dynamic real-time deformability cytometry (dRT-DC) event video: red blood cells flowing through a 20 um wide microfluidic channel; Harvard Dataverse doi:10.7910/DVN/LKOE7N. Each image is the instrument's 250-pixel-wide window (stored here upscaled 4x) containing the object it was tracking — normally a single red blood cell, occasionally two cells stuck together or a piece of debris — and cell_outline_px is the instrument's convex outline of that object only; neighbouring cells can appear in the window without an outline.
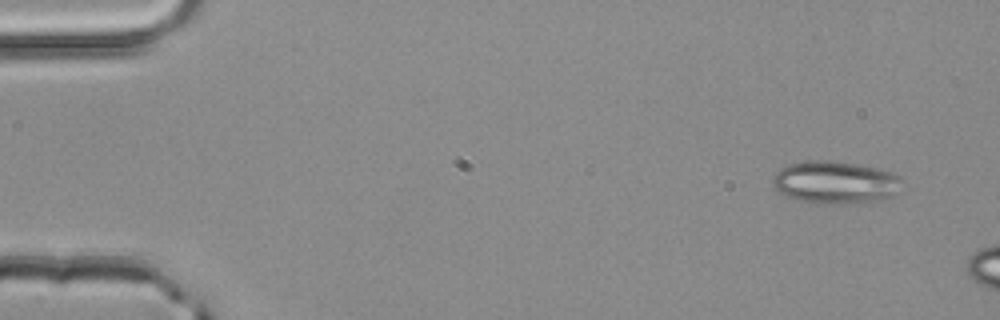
{"species": "common noctule bat (a hibernating species)", "species_latin": "Nyctalus noctula", "temperature_condition": "room temperature", "stored_images_in_passage": 3, "camera_frame_rate_fps": 3000, "um_per_image_px": 0.085, "animal": {"sex": "male", "body_mass_g": 20.4}, "frame": {"image": 1, "passage_image": 1, "time_ms": 0.0, "image_size_px": [1000, 320], "cell_outline_px": [[904, 180], [896, 192], [892, 196], [868, 204], [812, 204], [784, 196], [776, 188], [772, 180], [776, 172], [780, 168], [788, 164], [812, 160], [828, 160], [856, 164], [880, 168], [892, 172], [900, 176]], "centroid_in_image_um": [71.03, 15.53], "position_along_channel_um": 14.0, "area_um2": 32.77}}